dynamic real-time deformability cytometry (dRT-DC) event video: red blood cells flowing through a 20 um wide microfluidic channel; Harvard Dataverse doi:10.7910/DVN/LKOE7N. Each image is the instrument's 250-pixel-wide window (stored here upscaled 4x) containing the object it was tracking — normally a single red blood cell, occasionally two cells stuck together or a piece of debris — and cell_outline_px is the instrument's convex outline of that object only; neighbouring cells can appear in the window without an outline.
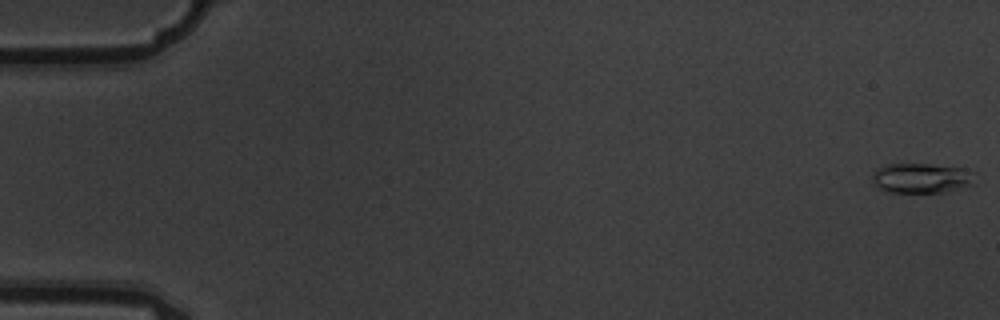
{"species": "common noctule bat (a hibernating species)", "species_latin": "Nyctalus noctula", "temperature_condition": "warm", "stored_images_in_passage": 8, "camera_frame_rate_fps": 3000, "um_per_image_px": 0.085, "animal": {"sex": "male", "body_mass_g": 19.5, "forearm_length_mm": 54.6}, "frame": {"image": 1, "passage_image": 1, "time_ms": 0.0, "image_size_px": [1000, 320], "cell_outline_px": [[972, 184], [944, 192], [888, 192], [880, 188], [872, 180], [872, 172], [876, 168], [888, 164], [928, 164], [964, 168], [972, 172]], "centroid_in_image_um": [78.26, 15.13], "position_along_channel_um": 6.7, "area_um2": 17.63}}
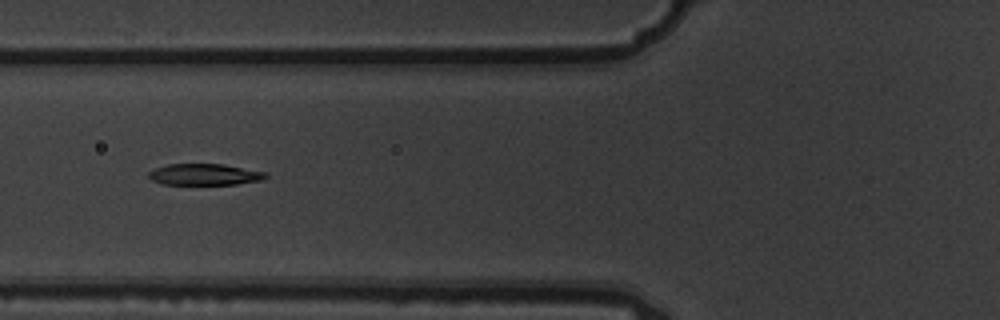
{"frame": {"image": 2, "passage_image": 7, "time_ms": 2.0, "image_size_px": [1000, 320], "cell_outline_px": [[268, 176], [264, 180], [236, 184], [160, 184], [152, 180], [148, 176], [148, 172], [156, 168], [168, 164], [224, 164], [264, 172]], "centroid_in_image_um": [17.38, 14.83], "position_along_channel_um": 108.4, "area_um2": 14.51}}
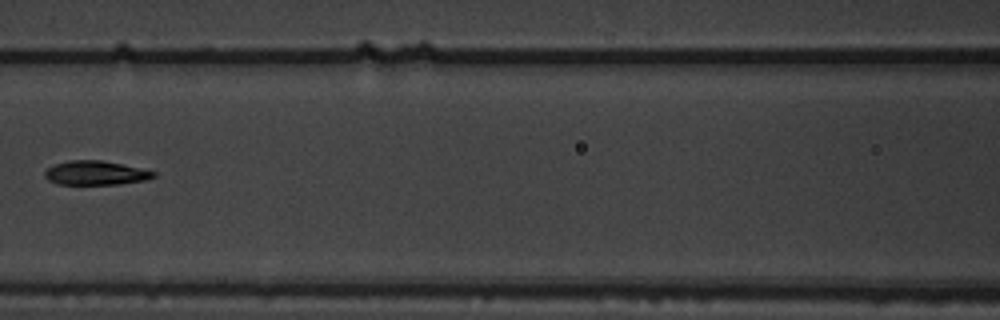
{"frame": {"image": 3, "passage_image": 8, "time_ms": 2.333, "image_size_px": [1000, 320], "cell_outline_px": [[156, 176], [144, 180], [120, 184], [56, 184], [48, 180], [44, 176], [44, 172], [48, 168], [56, 164], [68, 160], [100, 160], [120, 164], [156, 172]], "centroid_in_image_um": [8.09, 14.7], "position_along_channel_um": 158.5, "area_um2": 15.09}}